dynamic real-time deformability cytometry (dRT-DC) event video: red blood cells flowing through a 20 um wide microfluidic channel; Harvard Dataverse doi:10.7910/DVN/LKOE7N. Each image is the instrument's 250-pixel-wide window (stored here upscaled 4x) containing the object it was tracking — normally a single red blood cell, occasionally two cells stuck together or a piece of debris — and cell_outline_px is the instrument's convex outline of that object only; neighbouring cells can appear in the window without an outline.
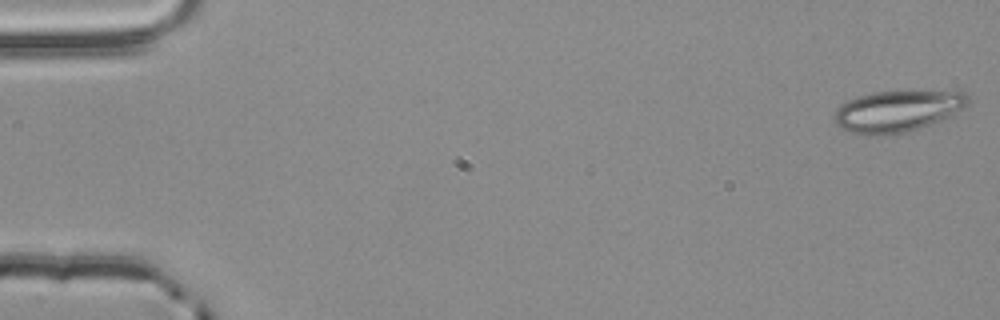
{"species": "common noctule bat (a hibernating species)", "species_latin": "Nyctalus noctula", "temperature_condition": "room temperature", "stored_images_in_passage": 4, "camera_frame_rate_fps": 3000, "um_per_image_px": 0.085, "animal": {"sex": "male", "body_mass_g": 20.4}, "frame": {"image": 1, "passage_image": 1, "time_ms": 0.0, "image_size_px": [1000, 320], "cell_outline_px": [[968, 104], [964, 108], [952, 116], [920, 128], [908, 132], [884, 136], [880, 136], [852, 132], [840, 128], [836, 124], [836, 112], [840, 104], [856, 96], [872, 92], [964, 92], [968, 96]], "centroid_in_image_um": [76.28, 9.46], "position_along_channel_um": 8.7, "area_um2": 32.02}}